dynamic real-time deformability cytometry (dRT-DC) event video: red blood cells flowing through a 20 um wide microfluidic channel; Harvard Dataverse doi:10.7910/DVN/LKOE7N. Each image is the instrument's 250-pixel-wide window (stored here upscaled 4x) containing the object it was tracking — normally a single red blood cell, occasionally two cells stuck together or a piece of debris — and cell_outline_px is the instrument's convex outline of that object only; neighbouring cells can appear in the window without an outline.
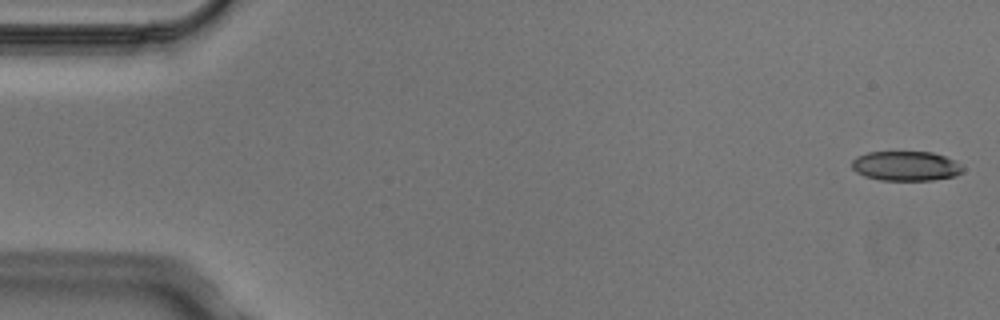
{"species": "Egyptian fruit bat (a non-hibernating species)", "species_latin": "Rousettus aegyptiacus", "temperature_condition": "cold", "stored_images_in_passage": 4, "camera_frame_rate_fps": 3000, "um_per_image_px": 0.085, "animal": {"sex": "male"}, "frame": {"image": 1, "passage_image": 1, "time_ms": 0.0, "image_size_px": [1000, 320], "cell_outline_px": [[964, 168], [956, 176], [932, 180], [880, 180], [864, 176], [856, 172], [852, 168], [852, 160], [856, 156], [868, 152], [932, 152], [944, 156], [960, 164]], "centroid_in_image_um": [76.96, 14.11], "position_along_channel_um": 8.0, "area_um2": 19.13}}
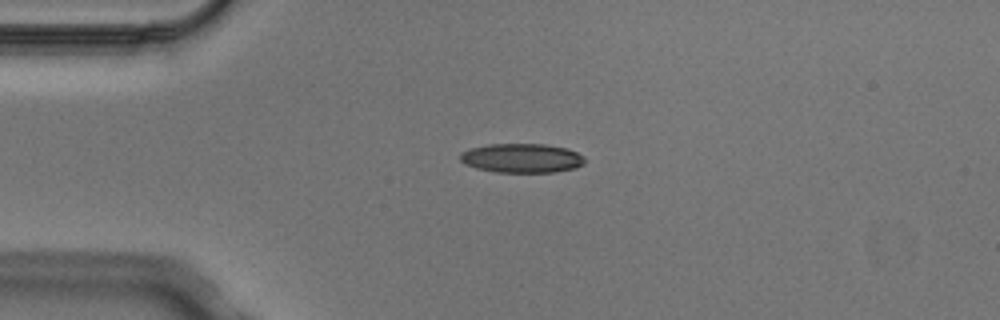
{"frame": {"image": 2, "passage_image": 3, "time_ms": 0.667, "image_size_px": [1000, 320], "cell_outline_px": [[584, 164], [576, 168], [556, 172], [496, 172], [476, 168], [464, 164], [460, 160], [460, 152], [468, 148], [488, 144], [544, 144], [568, 148], [584, 156]], "centroid_in_image_um": [44.34, 13.44], "position_along_channel_um": 40.7, "area_um2": 21.44}}